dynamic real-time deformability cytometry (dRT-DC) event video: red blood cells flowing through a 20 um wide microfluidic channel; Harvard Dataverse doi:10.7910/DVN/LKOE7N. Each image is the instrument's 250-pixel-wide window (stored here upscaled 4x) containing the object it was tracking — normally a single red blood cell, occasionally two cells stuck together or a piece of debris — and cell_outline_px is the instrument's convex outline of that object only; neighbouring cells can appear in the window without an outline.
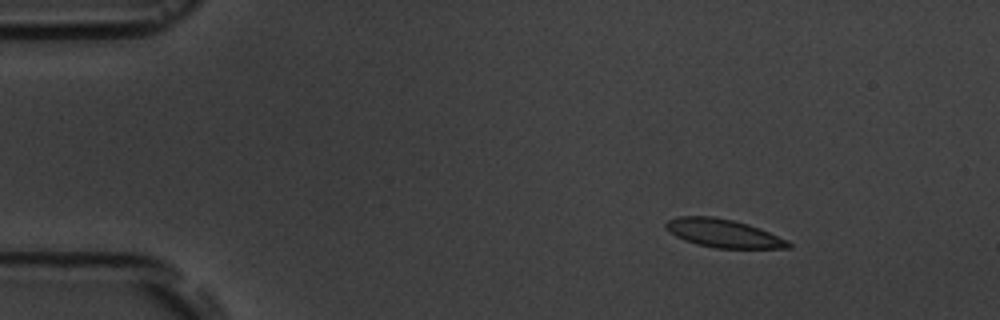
{"species": "common noctule bat (a hibernating species)", "species_latin": "Nyctalus noctula", "temperature_condition": "room temperature", "stored_images_in_passage": 5, "camera_frame_rate_fps": 3000, "um_per_image_px": 0.085, "animal": {"sex": "male", "body_mass_g": 19.5, "forearm_length_mm": 54.6}, "frame": {"image": 1, "passage_image": 2, "time_ms": 1.0, "image_size_px": [1000, 320], "cell_outline_px": [[792, 248], [716, 248], [696, 244], [684, 240], [676, 236], [664, 228], [664, 224], [668, 220], [676, 216], [712, 216], [732, 220], [748, 224], [760, 228], [788, 240], [792, 244]], "centroid_in_image_um": [61.47, 19.82], "position_along_channel_um": 23.5, "area_um2": 20.29}}
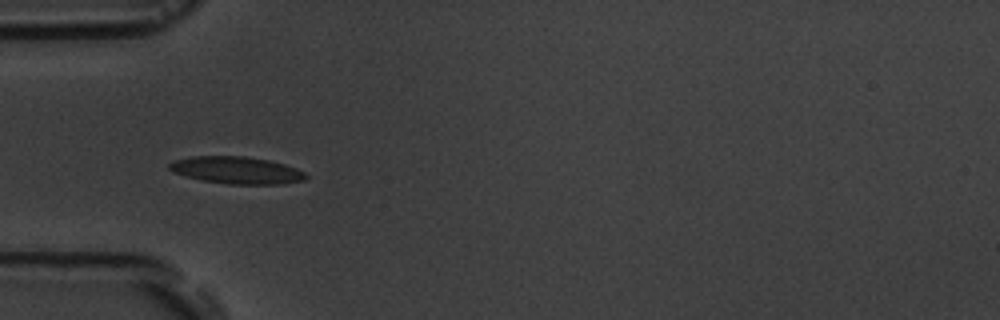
{"frame": {"image": 2, "passage_image": 4, "time_ms": 4.333, "image_size_px": [1000, 320], "cell_outline_px": [[308, 176], [304, 180], [284, 184], [228, 184], [200, 180], [172, 172], [168, 168], [168, 164], [172, 160], [192, 156], [244, 156], [268, 160], [284, 164], [296, 168], [304, 172]], "centroid_in_image_um": [20.08, 14.47], "position_along_channel_um": 64.9, "area_um2": 21.73}}
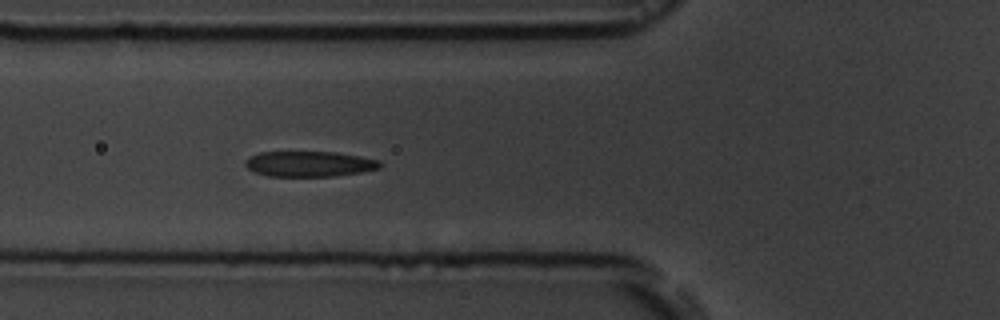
{"frame": {"image": 3, "passage_image": 5, "time_ms": 5.333, "image_size_px": [1000, 320], "cell_outline_px": [[384, 164], [380, 168], [360, 172], [332, 176], [268, 176], [256, 172], [248, 168], [244, 164], [248, 156], [260, 152], [336, 152], [360, 156], [380, 160]], "centroid_in_image_um": [26.31, 13.92], "position_along_channel_um": 99.5, "area_um2": 20.0}}